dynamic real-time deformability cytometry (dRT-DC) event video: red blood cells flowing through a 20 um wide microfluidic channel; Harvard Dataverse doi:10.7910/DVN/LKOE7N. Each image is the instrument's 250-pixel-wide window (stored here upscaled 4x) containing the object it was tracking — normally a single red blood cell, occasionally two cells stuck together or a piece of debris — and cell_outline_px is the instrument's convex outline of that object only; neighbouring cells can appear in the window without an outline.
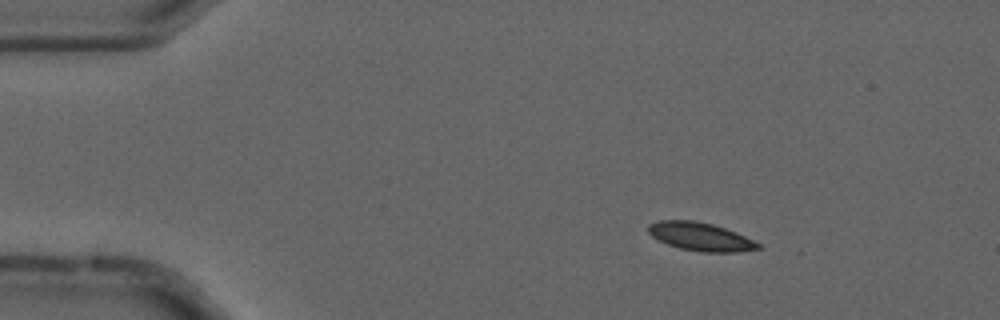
{"species": "common noctule bat (a hibernating species)", "species_latin": "Nyctalus noctula", "temperature_condition": "cold", "stored_images_in_passage": 56, "camera_frame_rate_fps": 3000, "um_per_image_px": 0.085, "animal": {"sex": "male", "forearm_length_mm": 52.5}, "frame": {"image": 1, "passage_image": 9, "time_ms": 2.667, "image_size_px": [1000, 320], "cell_outline_px": [[764, 248], [740, 252], [700, 252], [680, 248], [668, 244], [652, 236], [648, 232], [648, 224], [660, 220], [692, 220], [712, 224], [736, 232], [764, 244]], "centroid_in_image_um": [59.62, 20.13], "position_along_channel_um": 25.4, "area_um2": 18.26}}
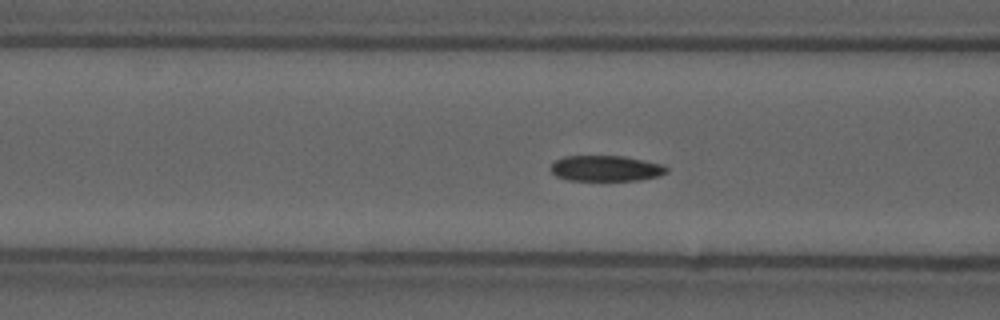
{"frame": {"image": 2, "passage_image": 22, "time_ms": 7.0, "image_size_px": [1000, 320], "cell_outline_px": [[668, 172], [660, 176], [640, 180], [568, 180], [556, 176], [548, 168], [556, 160], [564, 156], [624, 156], [664, 164], [668, 168]], "centroid_in_image_um": [51.52, 14.31], "position_along_channel_um": 115.1, "area_um2": 17.51}}
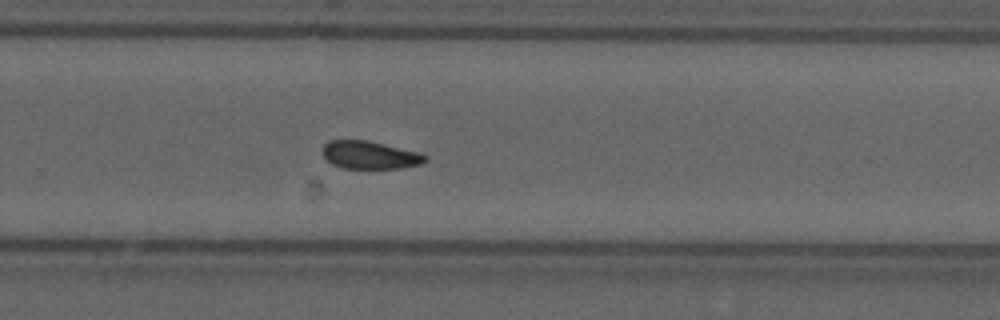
{"frame": {"image": 3, "passage_image": 37, "time_ms": 12.0, "image_size_px": [1000, 320], "cell_outline_px": [[428, 160], [420, 164], [404, 168], [344, 168], [332, 164], [324, 156], [324, 144], [328, 140], [368, 140], [420, 152], [428, 156]], "centroid_in_image_um": [31.49, 13.17], "position_along_channel_um": 298.3, "area_um2": 16.7}, "authors_computed_cell_mechanics": {"area_um2": 17.629, "velocity_mm_per_s": 3.6745, "shape_relaxation_time_tau1_ms": null, "shape_relaxation_time_tau2_ms": 4.1934, "deformation_change_tau1": null, "deformation_change_tau2": 0.094}}